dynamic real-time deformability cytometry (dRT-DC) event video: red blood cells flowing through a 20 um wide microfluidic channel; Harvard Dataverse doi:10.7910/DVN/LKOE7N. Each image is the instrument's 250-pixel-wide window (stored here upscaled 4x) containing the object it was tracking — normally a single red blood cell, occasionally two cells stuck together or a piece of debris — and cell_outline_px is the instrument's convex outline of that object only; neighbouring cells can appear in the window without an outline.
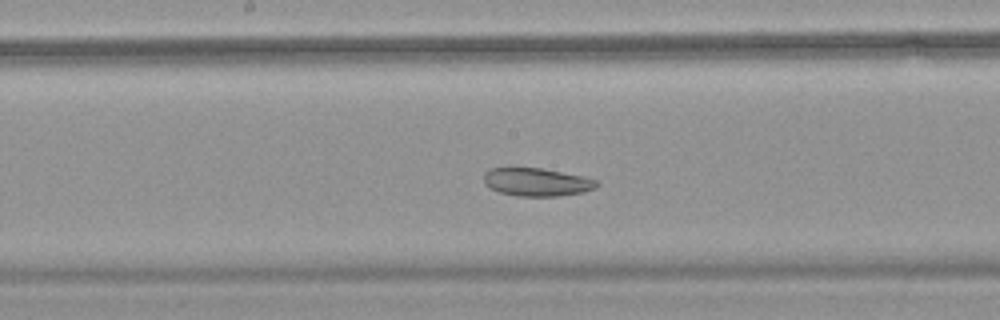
{"species": "common noctule bat (a hibernating species)", "species_latin": "Nyctalus noctula", "temperature_condition": "warm", "stored_images_in_passage": 28, "camera_frame_rate_fps": 3000, "um_per_image_px": 0.085, "animal": {"sex": "female", "body_mass_g": 18.4}, "frame": {"image": 1, "passage_image": 28, "time_ms": 9.0, "image_size_px": [1000, 320], "cell_outline_px": [[600, 184], [596, 188], [584, 192], [560, 196], [516, 196], [500, 192], [484, 184], [484, 172], [488, 168], [540, 168], [580, 176], [596, 180]], "centroid_in_image_um": [45.61, 15.48], "position_along_channel_um": 202.6, "area_um2": 18.38}}